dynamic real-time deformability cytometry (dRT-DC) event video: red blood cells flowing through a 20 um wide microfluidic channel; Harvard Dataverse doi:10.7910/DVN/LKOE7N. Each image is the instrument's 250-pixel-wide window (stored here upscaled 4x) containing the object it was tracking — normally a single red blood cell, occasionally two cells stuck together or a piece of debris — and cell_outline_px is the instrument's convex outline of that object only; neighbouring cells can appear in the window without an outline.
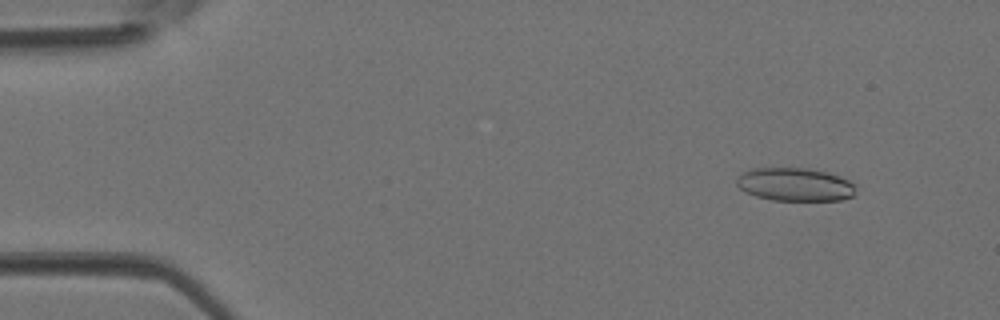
{"species": "Egyptian fruit bat (a non-hibernating species)", "species_latin": "Rousettus aegyptiacus", "temperature_condition": "room temperature", "stored_images_in_passage": 2, "camera_frame_rate_fps": 3000, "um_per_image_px": 0.085, "animal": {"sex": "female"}, "frame": {"image": 1, "passage_image": 1, "time_ms": 0.0, "image_size_px": [1000, 320], "cell_outline_px": [[856, 188], [852, 196], [840, 200], [772, 200], [756, 196], [744, 192], [736, 184], [736, 180], [744, 172], [756, 168], [808, 168], [840, 176], [856, 184]], "centroid_in_image_um": [67.58, 15.68], "position_along_channel_um": 17.4, "area_um2": 22.95}}